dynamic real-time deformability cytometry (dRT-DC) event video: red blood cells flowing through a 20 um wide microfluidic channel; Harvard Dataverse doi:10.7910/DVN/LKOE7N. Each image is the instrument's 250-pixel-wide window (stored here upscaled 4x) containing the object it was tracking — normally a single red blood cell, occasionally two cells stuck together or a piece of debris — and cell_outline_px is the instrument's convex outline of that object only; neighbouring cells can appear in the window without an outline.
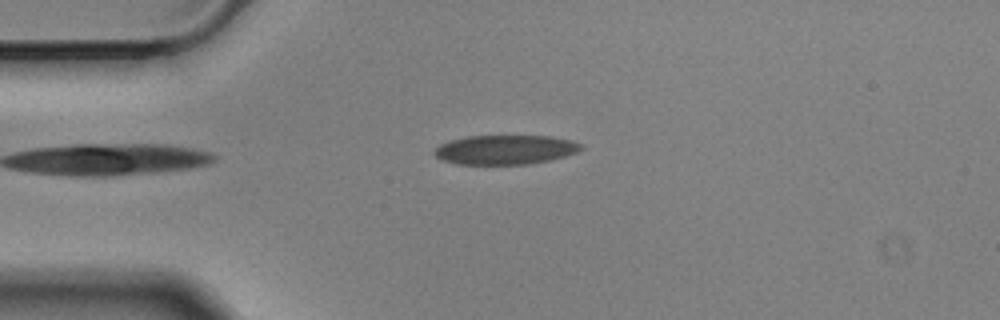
{"species": "Egyptian fruit bat (a non-hibernating species)", "species_latin": "Rousettus aegyptiacus", "temperature_condition": "cold", "stored_images_in_passage": 40, "camera_frame_rate_fps": 3000, "um_per_image_px": 0.085, "animal": {"sex": "male"}, "frame": {"image": 1, "passage_image": 1, "time_ms": 0.0, "image_size_px": [1000, 320], "cell_outline_px": [[584, 148], [576, 152], [564, 156], [548, 160], [528, 164], [456, 164], [440, 160], [432, 152], [440, 144], [448, 140], [468, 136], [548, 136], [568, 140], [580, 144]], "centroid_in_image_um": [42.87, 12.73], "position_along_channel_um": 42.1, "area_um2": 24.97}}
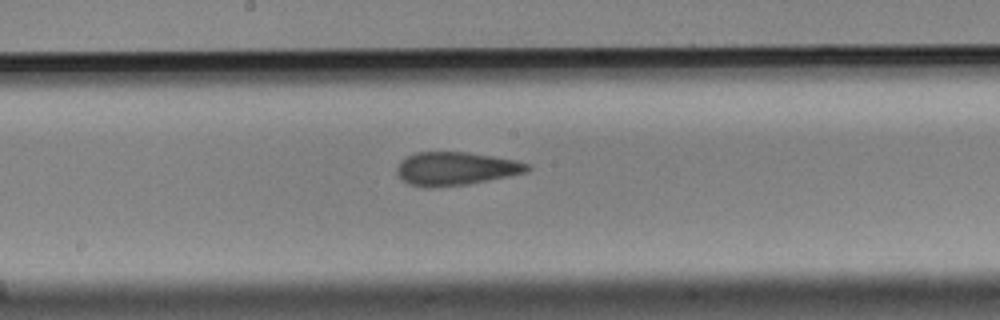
{"frame": {"image": 2, "passage_image": 17, "time_ms": 5.333, "image_size_px": [1000, 320], "cell_outline_px": [[532, 168], [528, 172], [468, 184], [428, 188], [424, 188], [408, 184], [400, 180], [396, 172], [396, 168], [400, 160], [416, 152], [468, 152], [516, 160], [532, 164]], "centroid_in_image_um": [38.72, 14.34], "position_along_channel_um": 209.5, "area_um2": 25.66}}
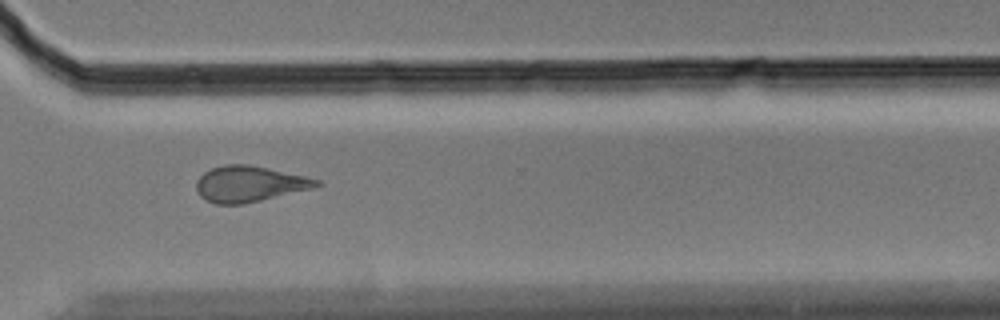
{"frame": {"image": 3, "passage_image": 29, "time_ms": 9.333, "image_size_px": [1000, 320], "cell_outline_px": [[324, 184], [312, 188], [260, 200], [240, 204], [216, 204], [204, 200], [200, 196], [196, 188], [196, 180], [204, 172], [212, 168], [224, 164], [248, 164], [268, 168], [304, 176], [320, 180]], "centroid_in_image_um": [21.16, 15.63], "position_along_channel_um": 349.4, "area_um2": 24.97}, "authors_computed_cell_mechanics": {"area_um2": 25.3453, "velocity_mm_per_s": 3.5042, "shape_relaxation_time_tau1_ms": null, "shape_relaxation_time_tau2_ms": 2.305, "deformation_change_tau1": null, "deformation_change_tau2": 0.0821}}